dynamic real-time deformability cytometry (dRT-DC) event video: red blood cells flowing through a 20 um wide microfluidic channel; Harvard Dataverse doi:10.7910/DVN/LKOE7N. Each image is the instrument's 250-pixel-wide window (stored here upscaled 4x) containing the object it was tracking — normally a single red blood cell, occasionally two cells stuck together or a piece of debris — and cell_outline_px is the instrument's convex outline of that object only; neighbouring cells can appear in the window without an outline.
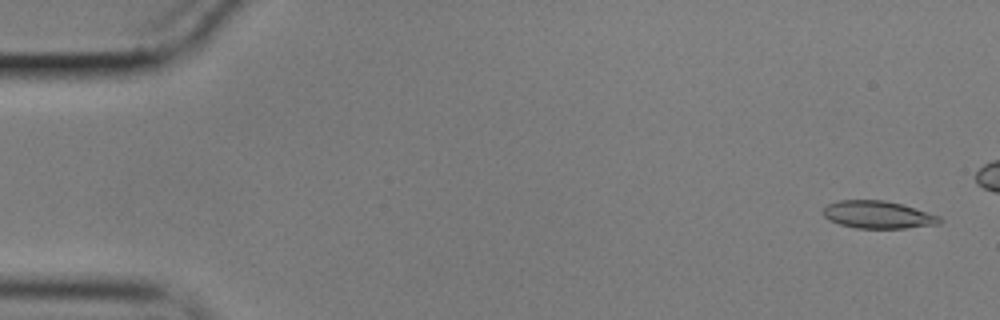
{"species": "common noctule bat (a hibernating species)", "species_latin": "Nyctalus noctula", "temperature_condition": "cold", "stored_images_in_passage": 50, "camera_frame_rate_fps": 3000, "um_per_image_px": 0.085, "animal": {"sex": "male", "body_mass_g": 17.9}, "frame": {"image": 1, "passage_image": 2, "time_ms": 0.333, "image_size_px": [1000, 320], "cell_outline_px": [[944, 220], [940, 224], [904, 228], [856, 228], [840, 224], [824, 216], [824, 208], [828, 204], [836, 200], [884, 200], [904, 204], [940, 216]], "centroid_in_image_um": [74.68, 18.24], "position_along_channel_um": 10.3, "area_um2": 18.73}}
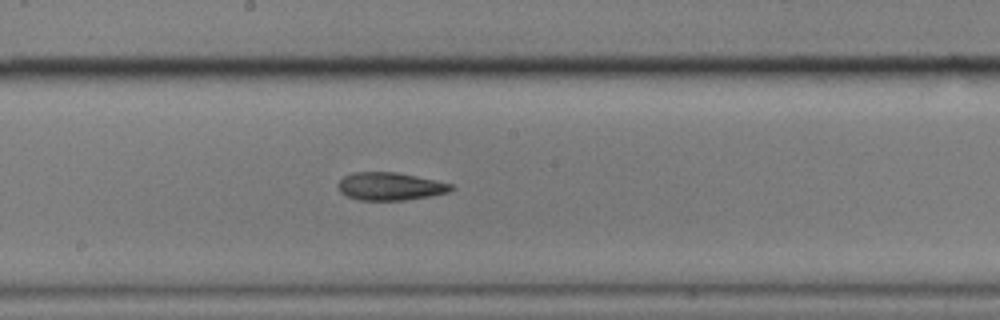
{"frame": {"image": 2, "passage_image": 30, "time_ms": 9.667, "image_size_px": [1000, 320], "cell_outline_px": [[456, 188], [448, 192], [432, 196], [404, 200], [360, 200], [348, 196], [340, 192], [336, 184], [344, 176], [352, 172], [396, 172], [436, 180], [452, 184]], "centroid_in_image_um": [33.17, 15.84], "position_along_channel_um": 215.0, "area_um2": 18.44}}
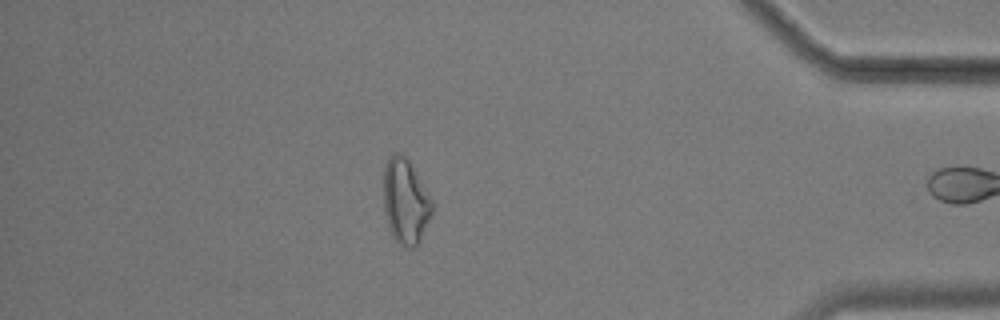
{"frame": {"image": 3, "passage_image": 49, "time_ms": 16.0, "image_size_px": [1000, 320], "cell_outline_px": [[432, 212], [420, 240], [416, 248], [408, 248], [400, 244], [392, 236], [388, 228], [384, 212], [384, 164], [388, 156], [396, 152], [400, 152], [408, 160], [432, 200]], "centroid_in_image_um": [34.43, 17.13], "position_along_channel_um": 400.8, "area_um2": 23.99}, "authors_computed_cell_mechanics": {"area_um2": 18.7272, "velocity_mm_per_s": 3.5292, "shape_relaxation_time_tau1_ms": null, "shape_relaxation_time_tau2_ms": 5.7194, "deformation_change_tau1": null, "deformation_change_tau2": 0.1659}}